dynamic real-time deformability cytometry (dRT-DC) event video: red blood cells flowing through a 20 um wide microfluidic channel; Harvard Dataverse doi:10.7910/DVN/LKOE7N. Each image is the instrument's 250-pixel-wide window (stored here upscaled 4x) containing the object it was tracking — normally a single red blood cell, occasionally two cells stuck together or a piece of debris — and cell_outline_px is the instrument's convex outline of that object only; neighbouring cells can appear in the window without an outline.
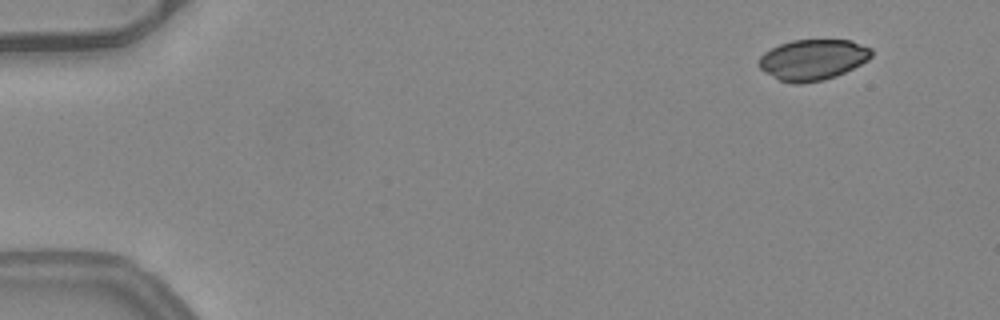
{"species": "common noctule bat (a hibernating species)", "species_latin": "Nyctalus noctula", "temperature_condition": "warm", "stored_images_in_passage": 14, "camera_frame_rate_fps": 3000, "um_per_image_px": 0.085, "animal": {"sex": "female", "body_mass_g": 24.6, "forearm_length_mm": 56.2}, "frame": {"image": 1, "passage_image": 1, "time_ms": 0.0, "image_size_px": [1000, 320], "cell_outline_px": [[872, 56], [868, 60], [836, 76], [824, 80], [800, 84], [792, 84], [780, 80], [764, 72], [760, 68], [760, 56], [764, 52], [780, 44], [792, 40], [852, 40], [872, 48]], "centroid_in_image_um": [69.1, 5.07], "position_along_channel_um": 15.9, "area_um2": 26.7}}
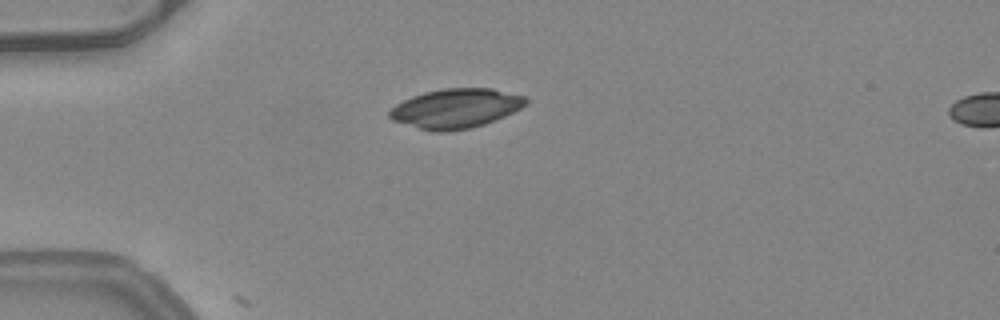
{"frame": {"image": 2, "passage_image": 11, "time_ms": 3.333, "image_size_px": [1000, 320], "cell_outline_px": [[528, 104], [504, 116], [484, 124], [472, 128], [444, 132], [432, 132], [392, 120], [388, 116], [388, 112], [396, 104], [412, 96], [424, 92], [444, 88], [492, 88], [524, 96], [528, 100]], "centroid_in_image_um": [38.73, 9.22], "position_along_channel_um": 46.3, "area_um2": 31.33}}